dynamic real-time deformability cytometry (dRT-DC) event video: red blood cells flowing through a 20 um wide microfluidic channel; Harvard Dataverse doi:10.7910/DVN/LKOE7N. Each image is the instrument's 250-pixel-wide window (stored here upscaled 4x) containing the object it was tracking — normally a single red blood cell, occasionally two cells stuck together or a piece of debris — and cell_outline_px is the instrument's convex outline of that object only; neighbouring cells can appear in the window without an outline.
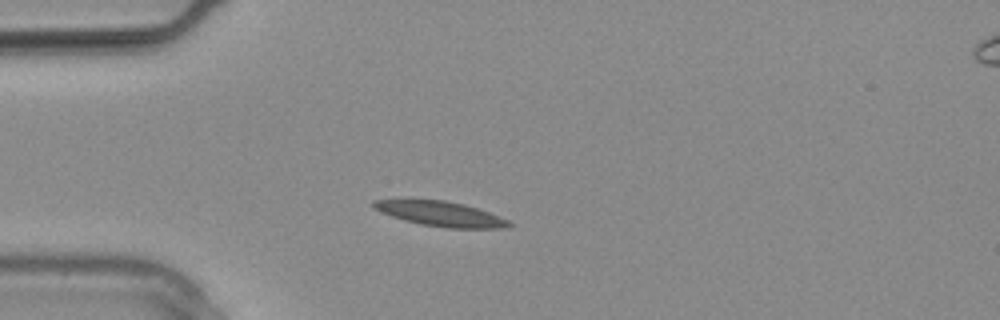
{"species": "common noctule bat (a hibernating species)", "species_latin": "Nyctalus noctula", "temperature_condition": "warm", "stored_images_in_passage": 20, "camera_frame_rate_fps": 3000, "um_per_image_px": 0.085, "animal": {"sex": "male", "body_mass_g": 20.4}, "frame": {"image": 1, "passage_image": 6, "time_ms": 1.667, "image_size_px": [1000, 320], "cell_outline_px": [[500, 224], [436, 224], [416, 220], [400, 216], [384, 208], [412, 200], [428, 200], [448, 204], [464, 208], [476, 212]], "centroid_in_image_um": [37.27, 18.12], "position_along_channel_um": 47.7, "area_um2": 11.96}}